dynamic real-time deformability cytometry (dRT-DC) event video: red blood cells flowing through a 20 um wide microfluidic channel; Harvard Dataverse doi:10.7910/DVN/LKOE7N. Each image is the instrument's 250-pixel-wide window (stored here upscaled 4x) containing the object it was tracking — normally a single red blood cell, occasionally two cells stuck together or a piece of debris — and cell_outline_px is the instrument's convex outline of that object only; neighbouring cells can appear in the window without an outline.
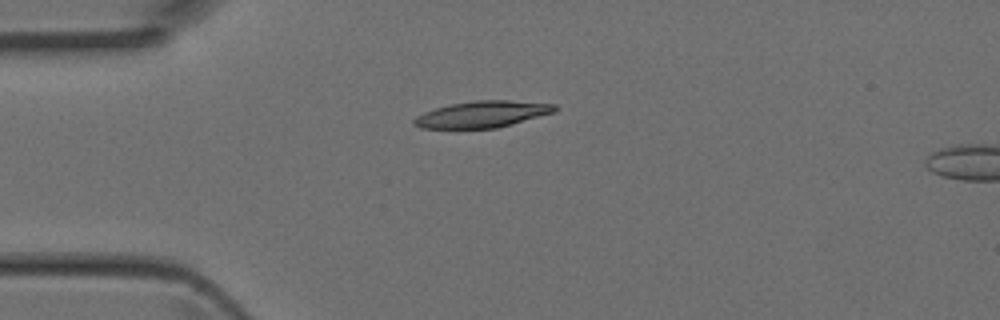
{"species": "Egyptian fruit bat (a non-hibernating species)", "species_latin": "Rousettus aegyptiacus", "temperature_condition": "room temperature", "stored_images_in_passage": 2, "camera_frame_rate_fps": 3000, "um_per_image_px": 0.085, "animal": {"sex": "female"}, "frame": {"image": 1, "passage_image": 1, "time_ms": 0.0, "image_size_px": [1000, 320], "cell_outline_px": [[556, 112], [496, 128], [420, 128], [412, 124], [412, 120], [416, 116], [424, 112], [436, 108], [452, 104], [472, 100], [508, 100], [556, 104]], "centroid_in_image_um": [40.98, 9.71], "position_along_channel_um": 44.0, "area_um2": 21.68}}